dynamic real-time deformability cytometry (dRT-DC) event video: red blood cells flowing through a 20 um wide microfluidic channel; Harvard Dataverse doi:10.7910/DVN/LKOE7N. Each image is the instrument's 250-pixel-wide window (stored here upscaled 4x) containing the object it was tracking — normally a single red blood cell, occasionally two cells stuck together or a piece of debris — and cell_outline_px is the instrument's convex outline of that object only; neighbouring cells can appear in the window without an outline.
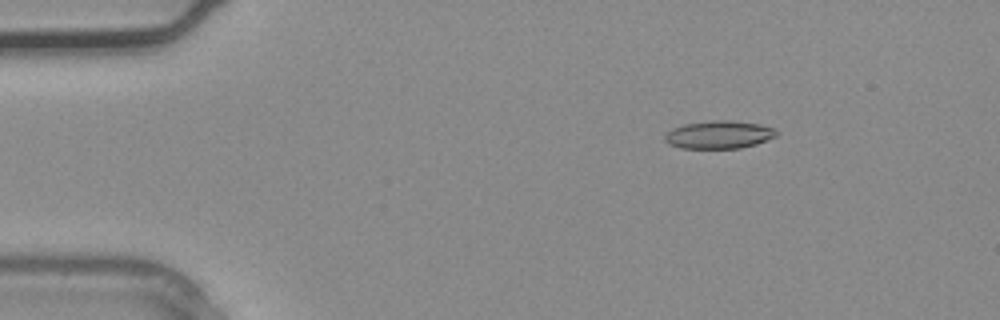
{"species": "common noctule bat (a hibernating species)", "species_latin": "Nyctalus noctula", "temperature_condition": "warm", "stored_images_in_passage": 3, "camera_frame_rate_fps": 3000, "um_per_image_px": 0.085, "animal": {"sex": "male", "body_mass_g": 20.4}, "frame": {"image": 1, "passage_image": 2, "time_ms": 0.333, "image_size_px": [1000, 320], "cell_outline_px": [[776, 136], [756, 144], [740, 148], [680, 148], [668, 144], [664, 140], [664, 136], [672, 128], [684, 124], [712, 120], [732, 120], [760, 124], [772, 128], [776, 132]], "centroid_in_image_um": [61.07, 11.44], "position_along_channel_um": 23.9, "area_um2": 18.09}}